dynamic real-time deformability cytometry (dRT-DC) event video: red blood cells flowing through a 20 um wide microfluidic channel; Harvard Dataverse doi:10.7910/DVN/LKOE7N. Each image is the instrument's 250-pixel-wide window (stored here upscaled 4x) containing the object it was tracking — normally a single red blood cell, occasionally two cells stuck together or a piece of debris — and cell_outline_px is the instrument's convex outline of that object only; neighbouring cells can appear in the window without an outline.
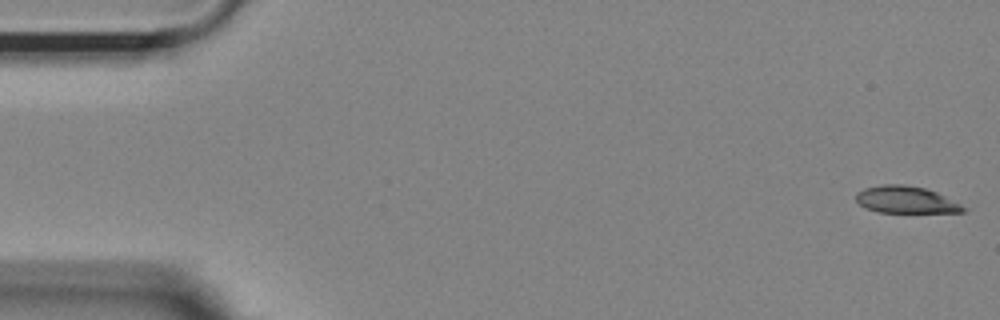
{"species": "Egyptian fruit bat (a non-hibernating species)", "species_latin": "Rousettus aegyptiacus", "temperature_condition": "room temperature", "stored_images_in_passage": 15, "camera_frame_rate_fps": 3000, "um_per_image_px": 0.085, "animal": {"sex": "female"}, "frame": {"image": 1, "passage_image": 1, "time_ms": 0.0, "image_size_px": [1000, 320], "cell_outline_px": [[968, 208], [964, 212], [880, 212], [868, 208], [860, 204], [856, 200], [856, 192], [864, 188], [884, 184], [904, 184], [924, 188], [936, 192]], "centroid_in_image_um": [77.0, 16.97], "position_along_channel_um": 8.0, "area_um2": 16.65}}
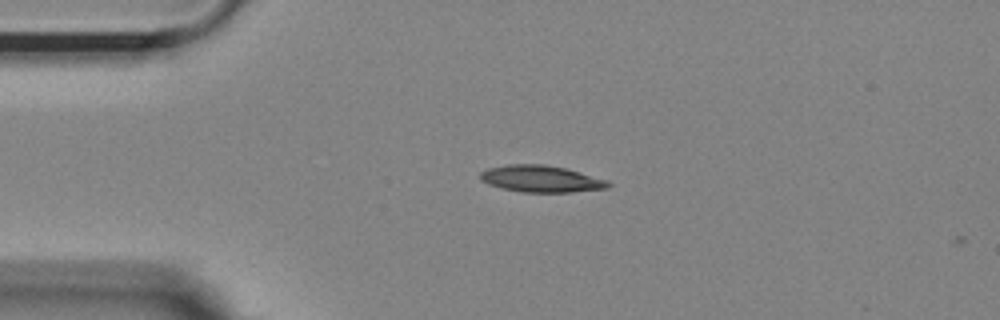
{"frame": {"image": 2, "passage_image": 12, "time_ms": 3.667, "image_size_px": [1000, 320], "cell_outline_px": [[612, 184], [608, 188], [572, 192], [524, 192], [504, 188], [488, 184], [480, 180], [480, 172], [488, 168], [508, 164], [544, 164], [564, 168], [608, 180]], "centroid_in_image_um": [45.99, 15.2], "position_along_channel_um": 39.0, "area_um2": 19.83}}